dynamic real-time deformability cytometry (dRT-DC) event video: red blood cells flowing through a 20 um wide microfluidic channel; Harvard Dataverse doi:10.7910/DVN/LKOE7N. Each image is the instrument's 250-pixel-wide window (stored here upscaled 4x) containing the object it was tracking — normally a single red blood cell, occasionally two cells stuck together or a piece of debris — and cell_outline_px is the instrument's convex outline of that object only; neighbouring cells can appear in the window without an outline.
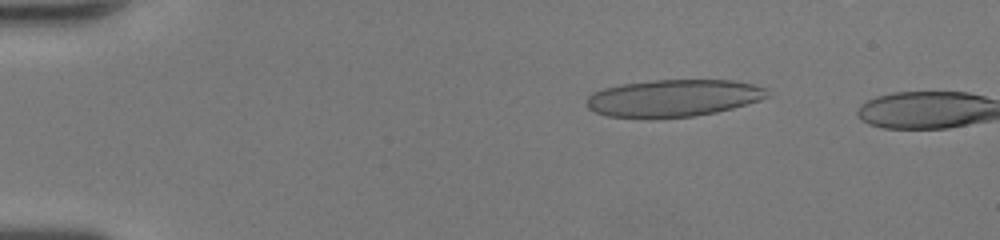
{"species": "human", "species_latin": "Homo sapiens", "temperature_condition": "room temperature", "stored_images_in_passage": 12, "camera_frame_rate_fps": 3000, "um_per_image_px": 0.085, "donor": {"sex": "female"}, "frame": {"image": 1, "passage_image": 9, "time_ms": 2.667, "image_size_px": [1000, 240], "cell_outline_px": [[768, 96], [760, 100], [732, 108], [716, 112], [696, 116], [652, 120], [648, 120], [608, 116], [596, 112], [588, 108], [584, 100], [592, 92], [604, 88], [620, 84], [652, 80], [732, 80], [752, 84], [764, 88]], "centroid_in_image_um": [57.15, 8.36], "position_along_channel_um": 27.9, "area_um2": 39.77}}